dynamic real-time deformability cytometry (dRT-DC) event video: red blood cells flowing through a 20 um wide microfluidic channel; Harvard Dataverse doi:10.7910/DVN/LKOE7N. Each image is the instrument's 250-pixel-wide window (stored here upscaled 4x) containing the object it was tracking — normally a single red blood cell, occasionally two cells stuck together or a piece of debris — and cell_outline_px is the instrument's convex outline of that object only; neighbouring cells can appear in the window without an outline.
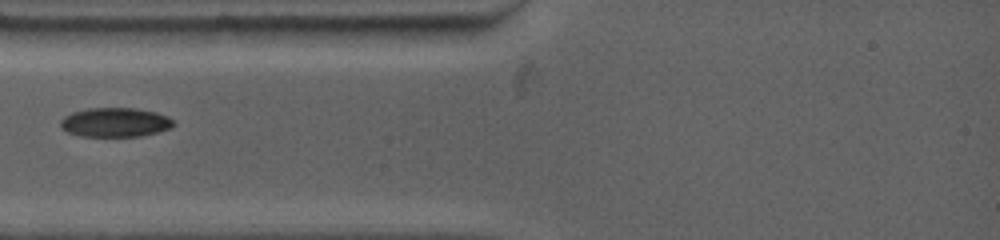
{"species": "common noctule bat (a hibernating species)", "species_latin": "Nyctalus noctula", "temperature_condition": "warm", "stored_images_in_passage": 10, "camera_frame_rate_fps": 4500, "um_per_image_px": 0.085, "animal": {"sex": "female", "body_mass_g": 19.0, "forearm_length_mm": 53.3}, "frame": {"image": 1, "passage_image": 1, "time_ms": 0.0, "image_size_px": [1000, 240], "cell_outline_px": [[176, 124], [168, 128], [156, 132], [140, 136], [80, 136], [68, 132], [60, 124], [60, 120], [64, 116], [72, 112], [88, 108], [132, 108], [156, 112], [168, 116]], "centroid_in_image_um": [9.78, 10.39], "position_along_channel_um": 75.2, "area_um2": 19.07}}
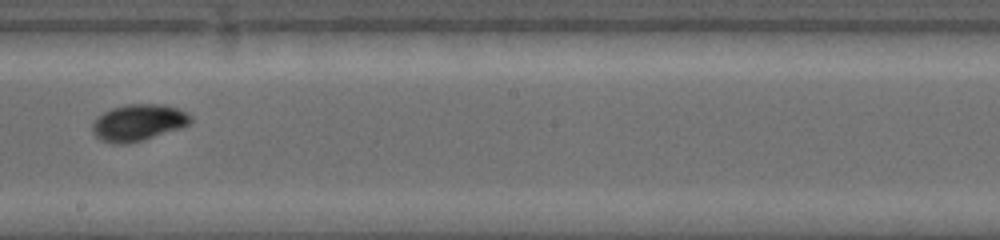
{"frame": {"image": 2, "passage_image": 5, "time_ms": 4.222, "image_size_px": [1000, 240], "cell_outline_px": [[192, 120], [188, 124], [180, 128], [128, 144], [116, 144], [104, 140], [96, 136], [92, 132], [92, 124], [96, 116], [112, 108], [128, 104], [164, 104], [176, 108], [192, 116]], "centroid_in_image_um": [11.73, 10.41], "position_along_channel_um": 236.5, "area_um2": 20.69}}
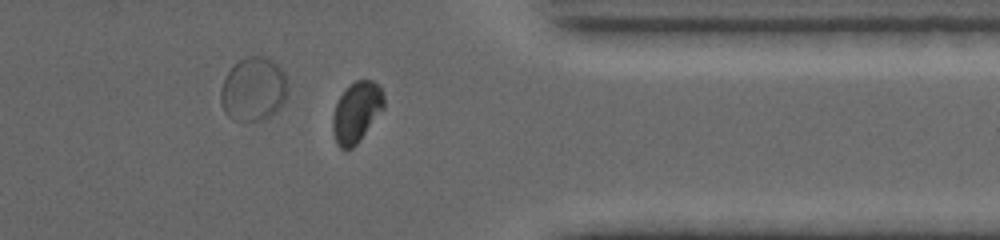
{"frame": {"image": 3, "passage_image": 9, "time_ms": 8.222, "image_size_px": [1000, 240], "cell_outline_px": [[384, 108], [356, 144], [352, 148], [340, 148], [336, 140], [332, 128], [332, 116], [336, 104], [340, 96], [348, 84], [356, 80], [372, 80], [380, 88], [384, 96]], "centroid_in_image_um": [30.29, 9.5], "position_along_channel_um": 381.1, "area_um2": 17.8}}